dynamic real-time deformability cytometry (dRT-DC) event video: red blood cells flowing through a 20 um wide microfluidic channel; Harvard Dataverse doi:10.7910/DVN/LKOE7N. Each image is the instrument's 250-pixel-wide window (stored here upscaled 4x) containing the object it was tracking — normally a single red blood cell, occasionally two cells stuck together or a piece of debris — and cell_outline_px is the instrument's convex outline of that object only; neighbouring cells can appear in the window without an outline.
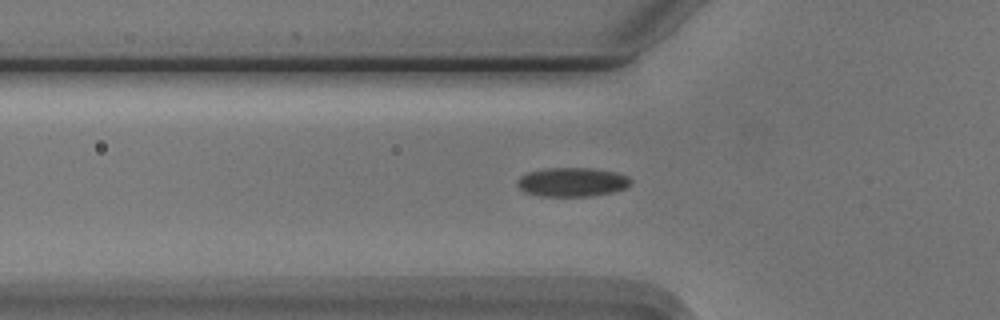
{"species": "Egyptian fruit bat (a non-hibernating species)", "species_latin": "Rousettus aegyptiacus", "temperature_condition": "cold", "stored_images_in_passage": 43, "camera_frame_rate_fps": 3000, "um_per_image_px": 0.085, "animal": {"sex": "male"}, "frame": {"image": 1, "passage_image": 18, "time_ms": 5.667, "image_size_px": [1000, 320], "cell_outline_px": [[632, 184], [616, 192], [592, 196], [540, 196], [524, 192], [516, 184], [516, 180], [520, 176], [528, 172], [548, 168], [596, 168], [616, 172], [628, 176], [632, 180]], "centroid_in_image_um": [48.66, 15.48], "position_along_channel_um": 77.1, "area_um2": 19.48}}
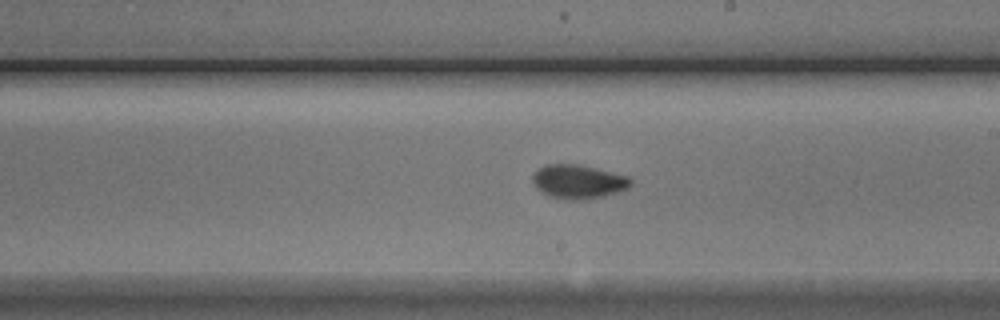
{"frame": {"image": 2, "passage_image": 31, "time_ms": 10.0, "image_size_px": [1000, 320], "cell_outline_px": [[632, 184], [628, 188], [620, 192], [604, 196], [576, 200], [568, 200], [552, 196], [540, 192], [536, 188], [532, 180], [532, 176], [536, 168], [544, 164], [580, 164], [628, 176], [632, 180]], "centroid_in_image_um": [49.14, 15.43], "position_along_channel_um": 239.9, "area_um2": 19.59}}
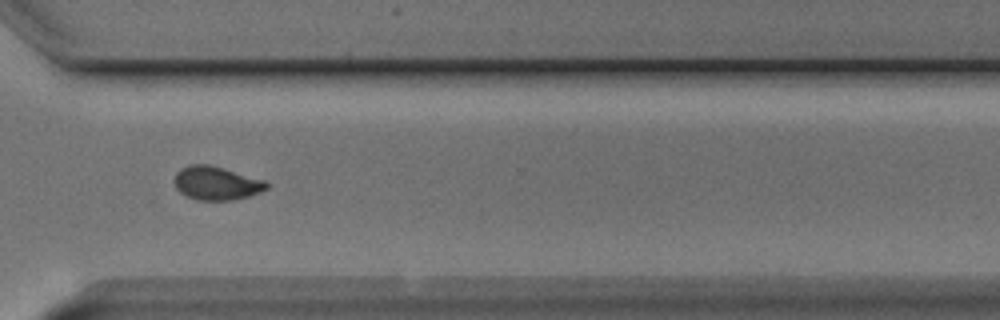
{"frame": {"image": 3, "passage_image": 40, "time_ms": 13.0, "image_size_px": [1000, 320], "cell_outline_px": [[268, 188], [260, 192], [248, 196], [232, 200], [196, 200], [180, 192], [176, 188], [176, 172], [180, 168], [188, 164], [208, 164], [224, 168], [264, 180], [268, 184]], "centroid_in_image_um": [18.39, 15.56], "position_along_channel_um": 352.2, "area_um2": 17.92}, "authors_computed_cell_mechanics": {"area_um2": 18.207, "velocity_mm_per_s": 3.7472, "shape_relaxation_time_tau1_ms": 5.5387, "shape_relaxation_time_tau2_ms": 0.9015, "deformation_change_tau1": 0.1424, "deformation_change_tau2": 0.0597}}